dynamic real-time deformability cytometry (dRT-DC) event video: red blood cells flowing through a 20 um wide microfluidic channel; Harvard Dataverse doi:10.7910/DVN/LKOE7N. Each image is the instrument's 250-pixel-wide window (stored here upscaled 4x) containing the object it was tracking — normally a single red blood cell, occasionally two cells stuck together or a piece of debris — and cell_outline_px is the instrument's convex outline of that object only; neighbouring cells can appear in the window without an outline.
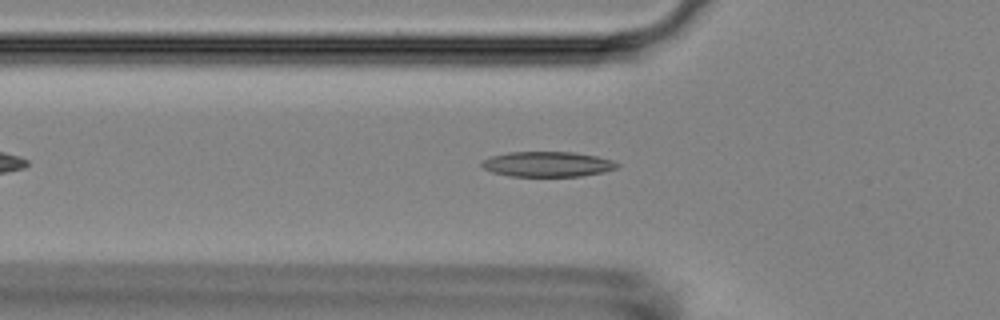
{"species": "Egyptian fruit bat (a non-hibernating species)", "species_latin": "Rousettus aegyptiacus", "temperature_condition": "room temperature", "stored_images_in_passage": 44, "camera_frame_rate_fps": 3000, "um_per_image_px": 0.085, "animal": {"sex": "female"}, "frame": {"image": 1, "passage_image": 11, "time_ms": 3.333, "image_size_px": [1000, 320], "cell_outline_px": [[620, 164], [616, 168], [604, 172], [580, 176], [508, 176], [492, 172], [484, 168], [480, 164], [484, 160], [492, 156], [508, 152], [572, 152], [596, 156], [612, 160]], "centroid_in_image_um": [46.54, 13.96], "position_along_channel_um": 79.3, "area_um2": 19.77}}
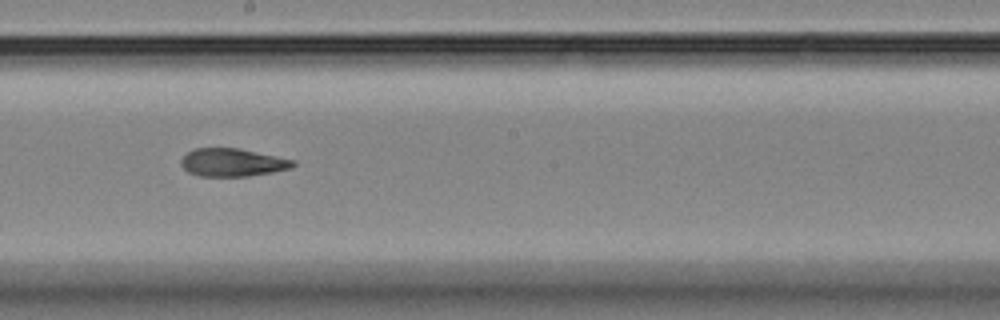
{"frame": {"image": 2, "passage_image": 23, "time_ms": 7.333, "image_size_px": [1000, 320], "cell_outline_px": [[296, 164], [292, 168], [272, 172], [248, 176], [200, 176], [188, 172], [180, 164], [180, 160], [188, 152], [196, 148], [240, 148], [296, 160]], "centroid_in_image_um": [19.79, 13.8], "position_along_channel_um": 228.4, "area_um2": 18.32}}
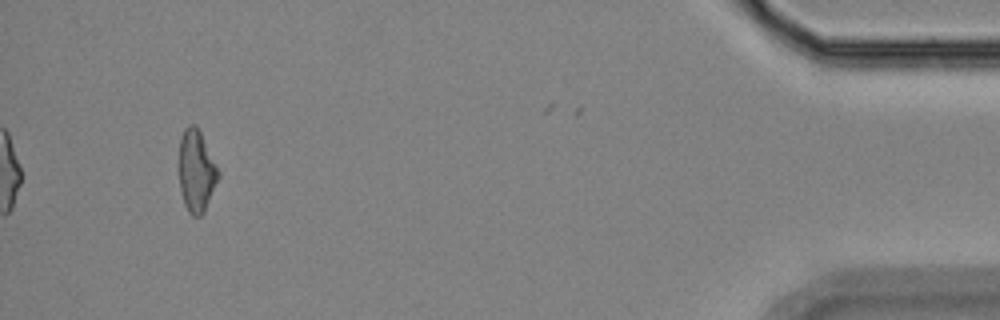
{"frame": {"image": 3, "passage_image": 44, "time_ms": 14.333, "image_size_px": [1000, 320], "cell_outline_px": [[220, 176], [204, 212], [200, 216], [192, 216], [188, 212], [184, 204], [180, 188], [180, 136], [184, 128], [188, 124], [196, 124], [220, 172]], "centroid_in_image_um": [16.7, 14.54], "position_along_channel_um": 418.5, "area_um2": 18.67}, "authors_computed_cell_mechanics": {"area_um2": 19.1029, "velocity_mm_per_s": 3.7046, "shape_relaxation_time_tau1_ms": null, "shape_relaxation_time_tau2_ms": 3.4728, "deformation_change_tau1": null, "deformation_change_tau2": 0.1166}}